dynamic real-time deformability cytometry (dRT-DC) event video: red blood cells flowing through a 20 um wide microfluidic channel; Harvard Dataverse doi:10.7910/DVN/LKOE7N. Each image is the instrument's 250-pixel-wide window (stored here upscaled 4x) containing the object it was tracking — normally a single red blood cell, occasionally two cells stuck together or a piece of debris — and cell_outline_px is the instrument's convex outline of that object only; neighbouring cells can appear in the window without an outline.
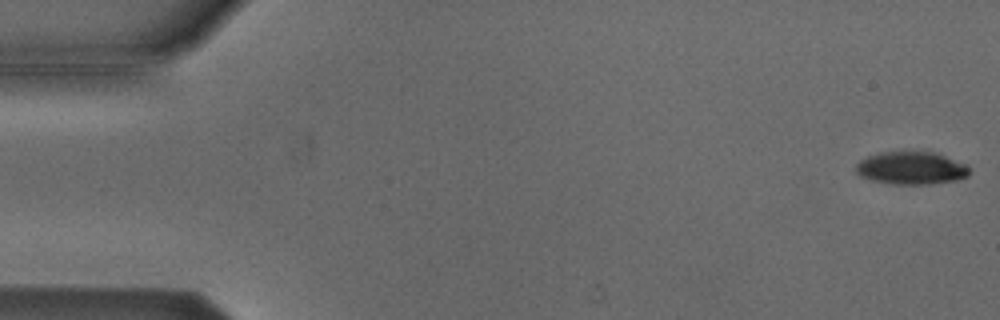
{"species": "Egyptian fruit bat (a non-hibernating species)", "species_latin": "Rousettus aegyptiacus", "temperature_condition": "cold", "stored_images_in_passage": 44, "camera_frame_rate_fps": 3000, "um_per_image_px": 0.085, "animal": {"sex": "male"}, "frame": {"image": 1, "passage_image": 1, "time_ms": 0.0, "image_size_px": [1000, 320], "cell_outline_px": [[972, 172], [968, 176], [956, 180], [932, 184], [892, 184], [872, 180], [860, 176], [856, 172], [856, 164], [860, 160], [868, 156], [880, 152], [932, 152], [968, 164]], "centroid_in_image_um": [77.49, 14.29], "position_along_channel_um": 7.5, "area_um2": 21.73}}
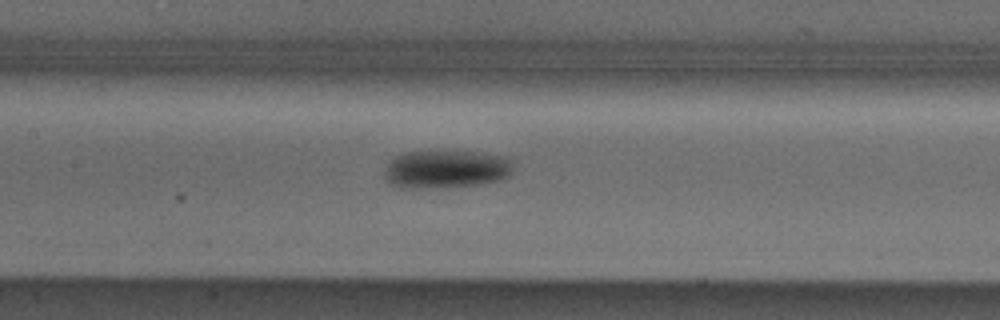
{"frame": {"image": 2, "passage_image": 25, "time_ms": 8.0, "image_size_px": [1000, 320], "cell_outline_px": [[512, 172], [508, 176], [500, 180], [480, 184], [420, 188], [404, 188], [392, 184], [384, 176], [384, 172], [392, 156], [404, 152], [424, 148], [444, 148], [480, 152], [504, 156], [512, 160]], "centroid_in_image_um": [37.89, 14.3], "position_along_channel_um": 169.5, "area_um2": 29.77}}
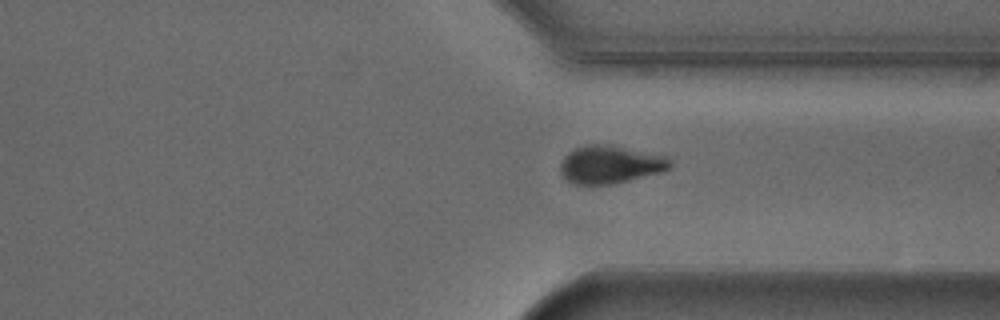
{"frame": {"image": 3, "passage_image": 40, "time_ms": 13.0, "image_size_px": [1000, 320], "cell_outline_px": [[672, 168], [664, 172], [612, 184], [576, 184], [568, 180], [560, 172], [560, 164], [564, 156], [568, 152], [576, 148], [588, 144], [608, 144], [668, 156], [672, 160]], "centroid_in_image_um": [51.92, 13.97], "position_along_channel_um": 359.5, "area_um2": 24.45}}